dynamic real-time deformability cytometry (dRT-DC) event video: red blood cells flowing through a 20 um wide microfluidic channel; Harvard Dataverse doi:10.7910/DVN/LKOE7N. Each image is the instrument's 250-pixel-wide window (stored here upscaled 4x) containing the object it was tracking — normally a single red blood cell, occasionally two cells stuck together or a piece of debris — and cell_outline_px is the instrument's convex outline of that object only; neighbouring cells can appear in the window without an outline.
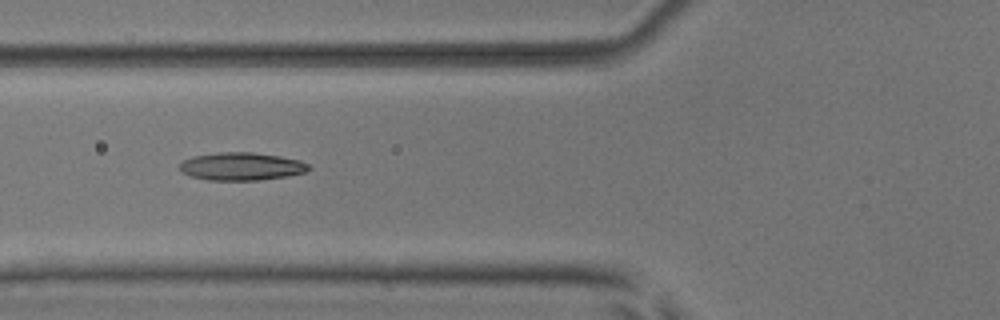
{"species": "common noctule bat (a hibernating species)", "species_latin": "Nyctalus noctula", "temperature_condition": "room temperature", "stored_images_in_passage": 9, "camera_frame_rate_fps": 3000, "um_per_image_px": 0.085, "animal": {"sex": "male", "body_mass_g": 17.9, "forearm_length_mm": 54.2}, "frame": {"image": 1, "passage_image": 6, "time_ms": 6.667, "image_size_px": [1000, 320], "cell_outline_px": [[312, 168], [304, 172], [288, 176], [256, 180], [208, 180], [188, 176], [180, 172], [180, 164], [184, 160], [192, 156], [220, 152], [252, 152], [280, 156], [300, 160], [308, 164]], "centroid_in_image_um": [20.5, 14.14], "position_along_channel_um": 105.3, "area_um2": 21.04}}
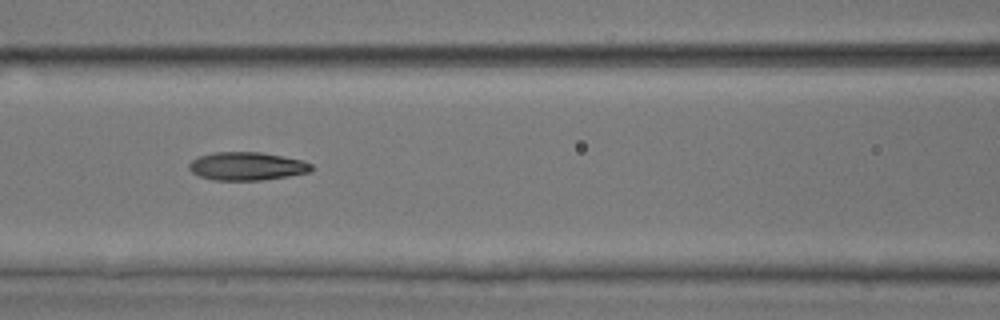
{"frame": {"image": 2, "passage_image": 7, "time_ms": 7.667, "image_size_px": [1000, 320], "cell_outline_px": [[312, 168], [308, 172], [288, 176], [264, 180], [212, 180], [200, 176], [192, 172], [188, 168], [188, 164], [196, 156], [212, 152], [260, 152], [304, 160], [312, 164]], "centroid_in_image_um": [20.95, 14.12], "position_along_channel_um": 145.7, "area_um2": 20.23}}
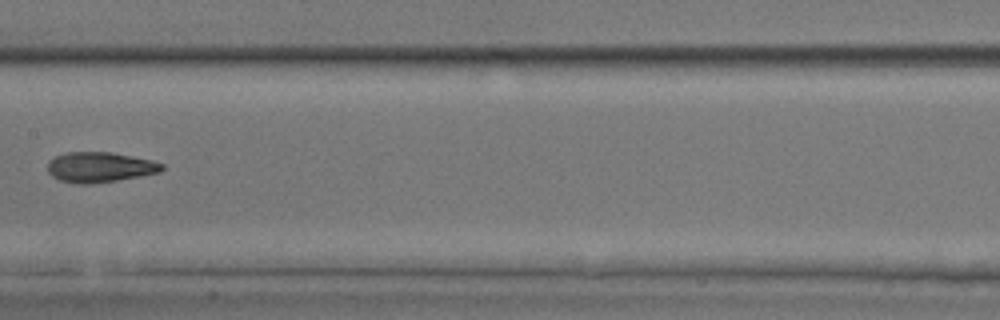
{"frame": {"image": 3, "passage_image": 8, "time_ms": 9.0, "image_size_px": [1000, 320], "cell_outline_px": [[164, 168], [160, 172], [116, 180], [88, 184], [80, 184], [60, 180], [52, 176], [48, 172], [48, 160], [56, 156], [68, 152], [112, 152], [152, 160], [164, 164]], "centroid_in_image_um": [8.48, 14.2], "position_along_channel_um": 198.9, "area_um2": 20.0}}